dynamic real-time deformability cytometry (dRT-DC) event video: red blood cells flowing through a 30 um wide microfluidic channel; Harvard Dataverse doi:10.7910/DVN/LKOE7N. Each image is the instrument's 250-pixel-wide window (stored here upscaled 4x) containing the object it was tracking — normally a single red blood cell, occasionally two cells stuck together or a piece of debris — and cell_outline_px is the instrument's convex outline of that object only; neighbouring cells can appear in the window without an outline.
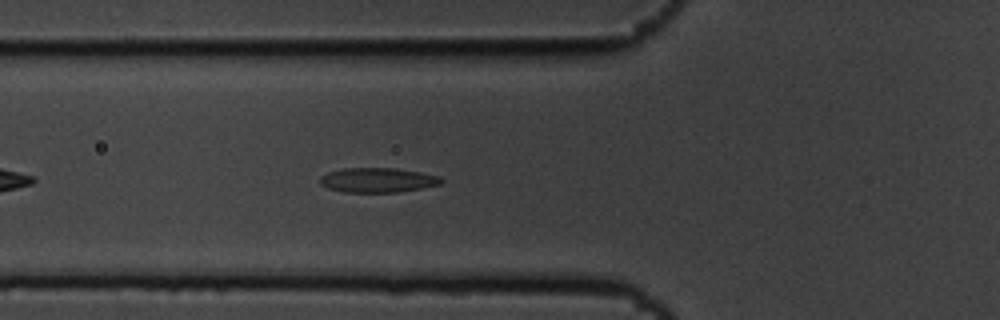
{"species": "common noctule bat (a hibernating species)", "species_latin": "Nyctalus noctula", "temperature_condition": "cold", "stored_images_in_passage": 6, "camera_frame_rate_fps": 3000, "um_per_image_px": 0.085, "animal": {"sex": "male", "body_mass_g": 19.5, "forearm_length_mm": 54.6}, "frame": {"image": 1, "passage_image": 6, "time_ms": 1.667, "image_size_px": [1000, 320], "cell_outline_px": [[444, 180], [440, 184], [420, 188], [396, 192], [344, 192], [328, 188], [320, 184], [320, 176], [328, 172], [344, 168], [396, 168], [420, 172], [440, 176]], "centroid_in_image_um": [32.09, 15.3], "position_along_channel_um": 93.7, "area_um2": 17.34}}